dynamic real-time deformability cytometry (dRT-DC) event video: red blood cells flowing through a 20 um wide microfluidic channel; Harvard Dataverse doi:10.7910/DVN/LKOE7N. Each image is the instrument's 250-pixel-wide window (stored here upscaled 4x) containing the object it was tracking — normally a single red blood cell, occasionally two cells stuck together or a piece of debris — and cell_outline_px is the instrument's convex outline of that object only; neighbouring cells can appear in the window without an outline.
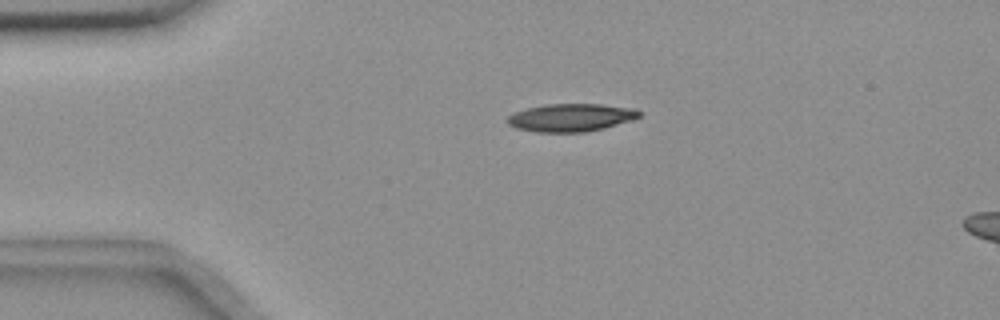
{"species": "common noctule bat (a hibernating species)", "species_latin": "Nyctalus noctula", "temperature_condition": "room temperature", "stored_images_in_passage": 4, "segment_of_instrument_passage": [1, 2], "camera_frame_rate_fps": 3000, "um_per_image_px": 0.085, "animal": {"sex": "female", "body_mass_g": 18.4}, "frame": {"image": 1, "passage_image": 2, "time_ms": 1.0, "image_size_px": [1000, 320], "cell_outline_px": [[640, 116], [632, 120], [604, 128], [584, 132], [536, 132], [516, 128], [508, 124], [504, 120], [508, 116], [516, 112], [528, 108], [548, 104], [600, 104], [636, 108], [640, 112]], "centroid_in_image_um": [48.53, 9.99], "position_along_channel_um": 36.5, "area_um2": 21.39}}